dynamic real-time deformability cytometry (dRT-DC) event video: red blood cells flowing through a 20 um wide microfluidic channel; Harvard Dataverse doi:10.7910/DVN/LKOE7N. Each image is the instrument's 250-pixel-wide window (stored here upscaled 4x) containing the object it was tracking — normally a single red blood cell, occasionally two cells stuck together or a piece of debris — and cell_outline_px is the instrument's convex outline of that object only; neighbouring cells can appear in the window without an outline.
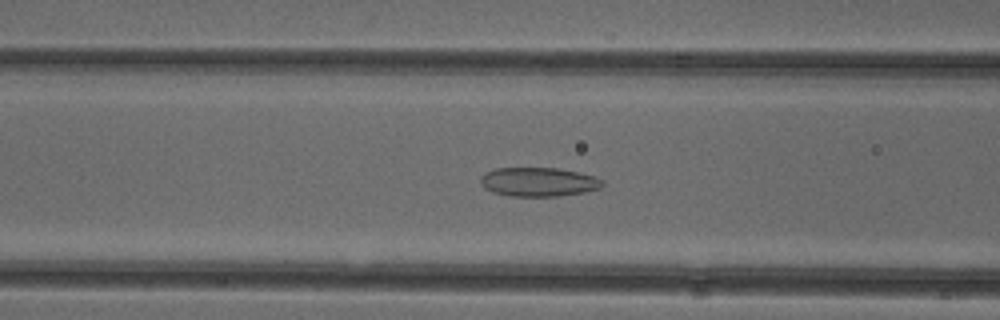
{"species": "common noctule bat (a hibernating species)", "species_latin": "Nyctalus noctula", "temperature_condition": "cold", "stored_images_in_passage": 44, "camera_frame_rate_fps": 3000, "um_per_image_px": 0.085, "animal": {"sex": "female"}, "frame": {"image": 1, "passage_image": 13, "time_ms": 4.0, "image_size_px": [1000, 320], "cell_outline_px": [[604, 184], [600, 188], [584, 192], [556, 196], [508, 196], [492, 192], [484, 188], [480, 184], [480, 176], [484, 172], [496, 168], [556, 168], [580, 172], [596, 176], [604, 180]], "centroid_in_image_um": [45.76, 15.46], "position_along_channel_um": 120.8, "area_um2": 20.87}}
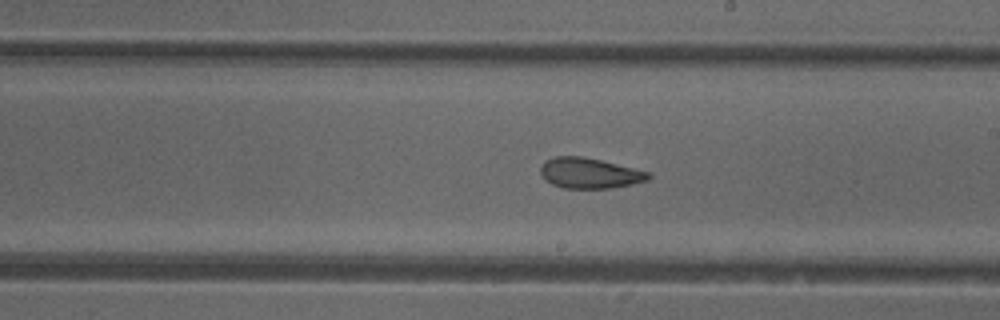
{"frame": {"image": 2, "passage_image": 22, "time_ms": 7.0, "image_size_px": [1000, 320], "cell_outline_px": [[652, 176], [648, 180], [632, 184], [608, 188], [564, 188], [552, 184], [544, 180], [540, 172], [540, 168], [544, 160], [552, 156], [584, 156], [648, 172]], "centroid_in_image_um": [50.05, 14.71], "position_along_channel_um": 238.9, "area_um2": 19.13}}
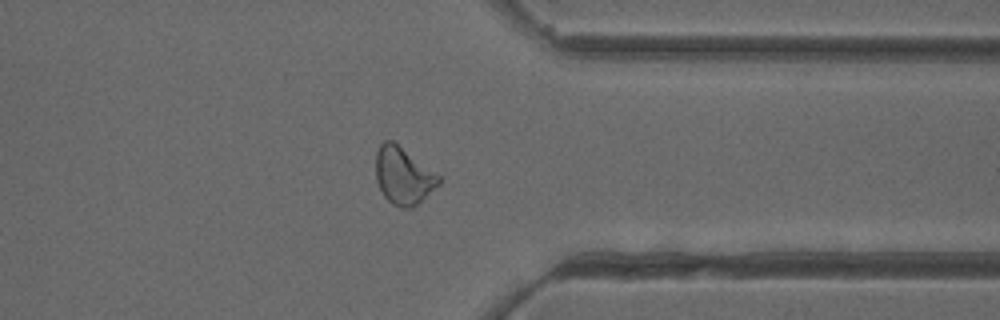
{"frame": {"image": 3, "passage_image": 33, "time_ms": 10.667, "image_size_px": [1000, 320], "cell_outline_px": [[440, 184], [412, 208], [400, 208], [392, 204], [384, 196], [376, 180], [376, 152], [380, 144], [384, 140], [392, 140], [440, 176]], "centroid_in_image_um": [34.26, 14.95], "position_along_channel_um": 377.1, "area_um2": 20.75}, "authors_computed_cell_mechanics": {"area_um2": 20.9236, "velocity_mm_per_s": 3.9373, "shape_relaxation_time_tau1_ms": null, "shape_relaxation_time_tau2_ms": 1.9016, "deformation_change_tau1": null, "deformation_change_tau2": 0.0907}}